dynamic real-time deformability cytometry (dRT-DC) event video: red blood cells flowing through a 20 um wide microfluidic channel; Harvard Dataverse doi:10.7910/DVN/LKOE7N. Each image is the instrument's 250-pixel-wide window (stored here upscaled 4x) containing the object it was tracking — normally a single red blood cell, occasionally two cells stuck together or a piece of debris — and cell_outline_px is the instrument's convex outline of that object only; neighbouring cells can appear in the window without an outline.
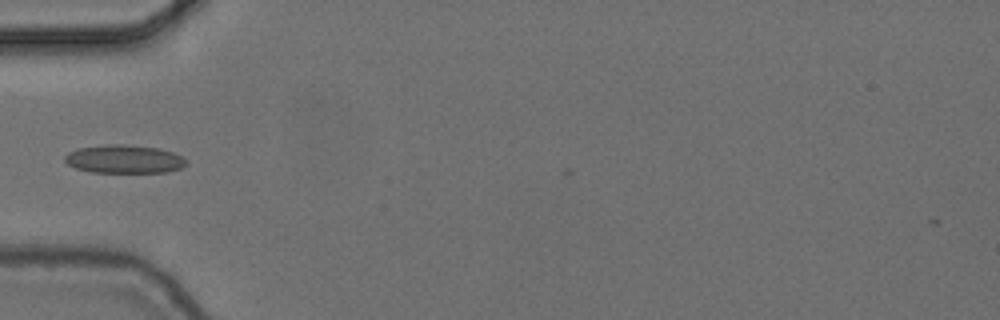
{"species": "common noctule bat (a hibernating species)", "species_latin": "Nyctalus noctula", "temperature_condition": "cold", "stored_images_in_passage": 7, "camera_frame_rate_fps": 3000, "um_per_image_px": 0.085, "animal": {"sex": "female", "body_mass_g": 24.6, "forearm_length_mm": 56.2}, "frame": {"image": 1, "passage_image": 6, "time_ms": 1.667, "image_size_px": [1000, 320], "cell_outline_px": [[188, 164], [180, 168], [164, 172], [92, 172], [76, 168], [68, 164], [64, 160], [64, 156], [68, 152], [80, 148], [108, 144], [120, 144], [160, 148], [172, 152], [188, 160]], "centroid_in_image_um": [10.56, 13.52], "position_along_channel_um": 74.4, "area_um2": 19.94}}
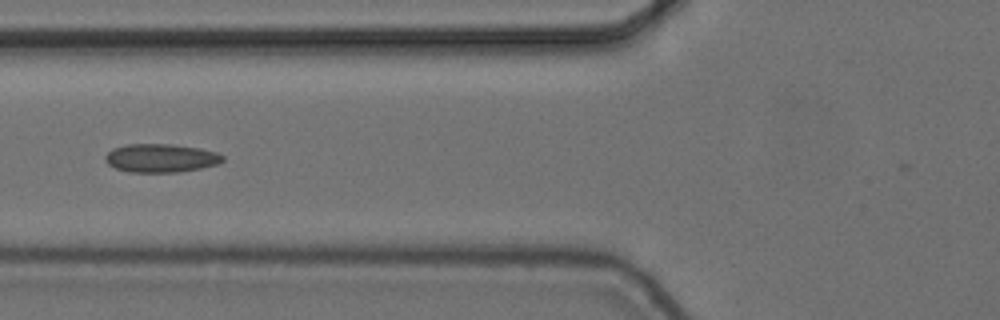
{"frame": {"image": 2, "passage_image": 7, "time_ms": 2.0, "image_size_px": [1000, 320], "cell_outline_px": [[224, 160], [216, 164], [200, 168], [180, 172], [128, 172], [116, 168], [108, 164], [104, 160], [104, 156], [112, 148], [128, 144], [172, 144], [200, 148], [216, 152], [224, 156]], "centroid_in_image_um": [13.65, 13.43], "position_along_channel_um": 112.2, "area_um2": 19.54}}